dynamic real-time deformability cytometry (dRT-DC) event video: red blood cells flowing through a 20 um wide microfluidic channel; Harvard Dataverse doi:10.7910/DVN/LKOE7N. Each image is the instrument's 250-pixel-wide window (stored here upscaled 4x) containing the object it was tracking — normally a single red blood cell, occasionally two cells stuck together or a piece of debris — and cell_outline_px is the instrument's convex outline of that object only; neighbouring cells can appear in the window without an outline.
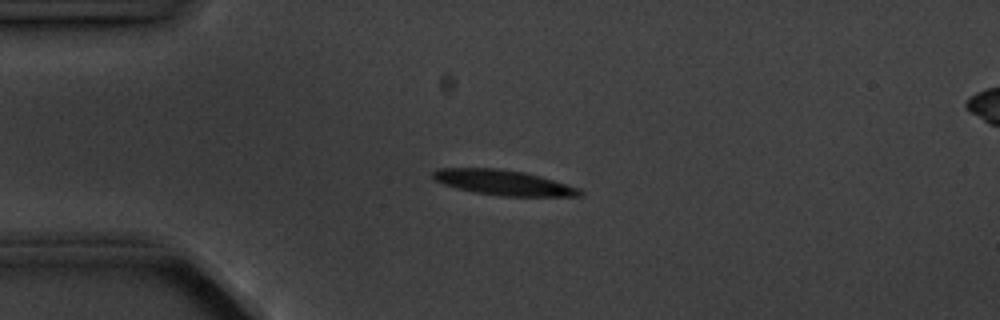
{"species": "common noctule bat (a hibernating species)", "species_latin": "Nyctalus noctula", "temperature_condition": "cold", "stored_images_in_passage": 5, "camera_frame_rate_fps": 3000, "um_per_image_px": 0.085, "animal": {"sex": "male", "body_mass_g": 20.1, "forearm_length_mm": 53.5}, "frame": {"image": 1, "passage_image": 3, "time_ms": 2.333, "image_size_px": [1000, 320], "cell_outline_px": [[584, 192], [580, 196], [500, 196], [476, 192], [456, 188], [444, 184], [436, 180], [432, 176], [432, 172], [436, 168], [496, 168], [524, 172], [540, 176], [580, 188]], "centroid_in_image_um": [42.79, 15.52], "position_along_channel_um": 42.2, "area_um2": 21.44}}